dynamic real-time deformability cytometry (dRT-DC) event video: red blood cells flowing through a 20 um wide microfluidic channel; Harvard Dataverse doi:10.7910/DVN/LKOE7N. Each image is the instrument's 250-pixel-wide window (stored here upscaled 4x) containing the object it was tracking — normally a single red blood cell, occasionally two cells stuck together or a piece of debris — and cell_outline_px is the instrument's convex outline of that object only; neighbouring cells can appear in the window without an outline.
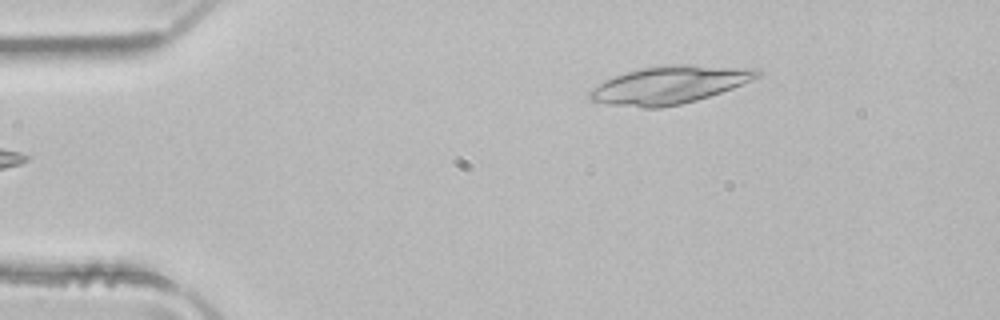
{"species": "common noctule bat (a hibernating species)", "species_latin": "Nyctalus noctula", "temperature_condition": "room temperature", "stored_images_in_passage": 5, "camera_frame_rate_fps": 3000, "um_per_image_px": 0.085, "animal": {"sex": "male", "body_mass_g": 21.5, "forearm_length_mm": 52.0}, "frame": {"image": 1, "passage_image": 5, "time_ms": 1.333, "image_size_px": [1000, 320], "cell_outline_px": [[764, 72], [760, 76], [752, 80], [732, 88], [696, 100], [680, 104], [660, 108], [644, 108], [608, 104], [588, 100], [588, 92], [592, 88], [604, 80], [628, 72], [644, 68], [664, 64], [688, 64], [756, 68]], "centroid_in_image_um": [56.92, 7.21], "position_along_channel_um": 28.1, "area_um2": 36.88}}